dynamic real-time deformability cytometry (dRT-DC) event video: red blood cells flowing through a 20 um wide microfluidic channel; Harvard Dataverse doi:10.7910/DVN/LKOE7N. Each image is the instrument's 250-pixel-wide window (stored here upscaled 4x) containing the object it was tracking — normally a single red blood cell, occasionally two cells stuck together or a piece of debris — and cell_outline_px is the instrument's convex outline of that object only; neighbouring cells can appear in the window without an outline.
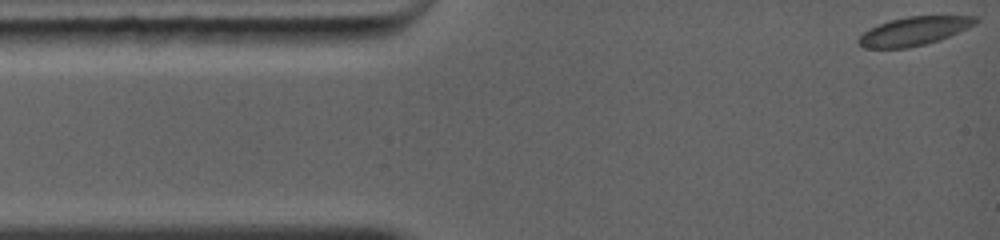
{"species": "common noctule bat (a hibernating species)", "species_latin": "Nyctalus noctula", "temperature_condition": "warm", "stored_images_in_passage": 35, "camera_frame_rate_fps": 5000, "um_per_image_px": 0.085, "animal": {"sex": "female", "body_mass_g": 19.0, "forearm_length_mm": 56.7}, "frame": {"image": 1, "passage_image": 1, "time_ms": 0.0, "image_size_px": [1000, 240], "cell_outline_px": [[980, 20], [976, 24], [968, 28], [940, 40], [908, 48], [864, 48], [856, 40], [864, 32], [888, 20], [908, 16], [976, 16]], "centroid_in_image_um": [77.72, 2.64], "position_along_channel_um": 7.3, "area_um2": 19.42}}
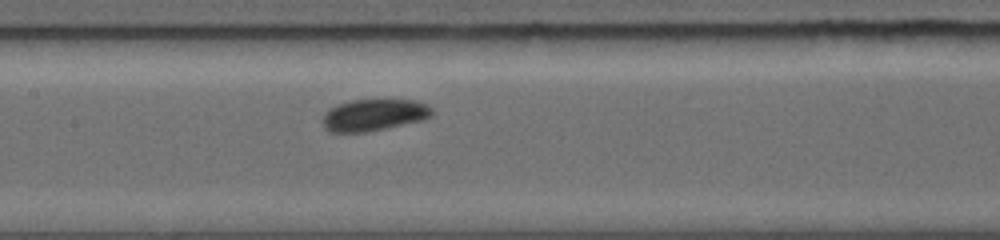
{"frame": {"image": 2, "passage_image": 22, "time_ms": 5.6, "image_size_px": [1000, 240], "cell_outline_px": [[432, 116], [424, 120], [364, 132], [328, 132], [324, 128], [320, 120], [324, 112], [328, 108], [352, 100], [416, 100], [428, 104], [432, 108]], "centroid_in_image_um": [31.75, 9.77], "position_along_channel_um": 175.6, "area_um2": 20.4}}
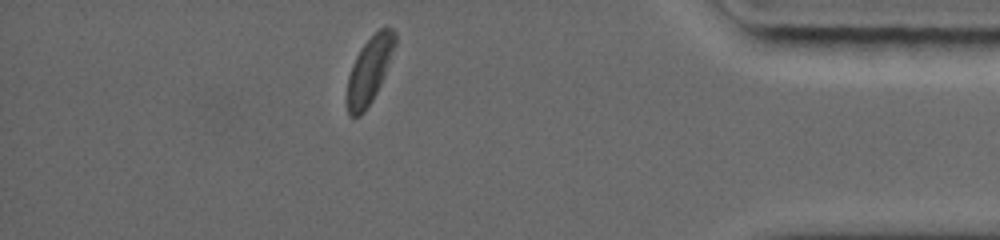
{"frame": {"image": 3, "passage_image": 35, "time_ms": 11.8, "image_size_px": [1000, 240], "cell_outline_px": [[396, 44], [380, 84], [372, 100], [364, 112], [360, 116], [348, 116], [348, 76], [352, 64], [360, 48], [380, 28], [392, 28], [396, 32]], "centroid_in_image_um": [31.4, 5.95], "position_along_channel_um": 403.8, "area_um2": 18.15}, "authors_computed_cell_mechanics": {"area_um2": 19.5942, "velocity_mm_per_s": 4.287, "shape_relaxation_time_tau1_ms": 1.7611, "shape_relaxation_time_tau2_ms": null, "deformation_change_tau1": 0.0647, "deformation_change_tau2": null}}